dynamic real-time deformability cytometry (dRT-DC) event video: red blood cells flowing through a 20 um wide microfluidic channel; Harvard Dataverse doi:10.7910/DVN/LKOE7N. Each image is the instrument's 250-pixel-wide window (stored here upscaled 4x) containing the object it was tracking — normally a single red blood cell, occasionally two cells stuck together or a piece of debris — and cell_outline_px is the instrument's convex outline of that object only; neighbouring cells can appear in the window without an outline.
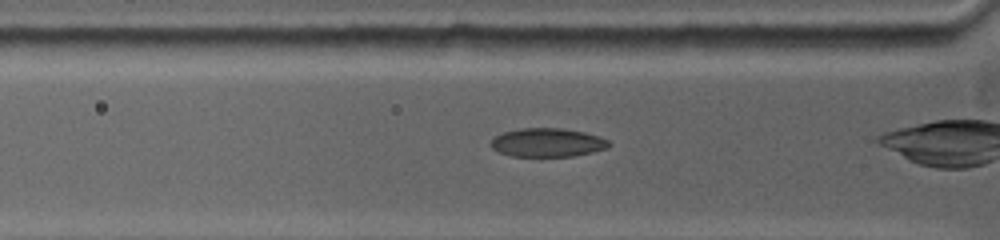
{"species": "common noctule bat (a hibernating species)", "species_latin": "Nyctalus noctula", "temperature_condition": "warm", "stored_images_in_passage": 30, "camera_frame_rate_fps": 5000, "um_per_image_px": 0.085, "animal": {"sex": "female", "body_mass_g": 19.0, "forearm_length_mm": 53.3}, "frame": {"image": 1, "passage_image": 3, "time_ms": 1.2, "image_size_px": [1000, 240], "cell_outline_px": [[612, 144], [608, 148], [592, 152], [572, 156], [512, 156], [500, 152], [492, 148], [488, 144], [492, 136], [504, 132], [520, 128], [564, 128], [584, 132], [600, 136], [608, 140]], "centroid_in_image_um": [46.52, 12.1], "position_along_channel_um": 79.3, "area_um2": 19.94}}
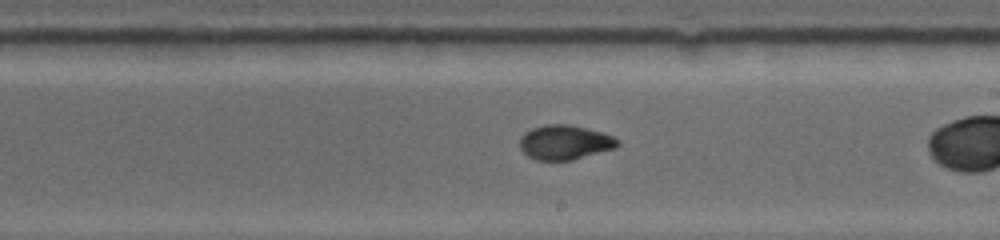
{"frame": {"image": 2, "passage_image": 17, "time_ms": 5.4, "image_size_px": [1000, 240], "cell_outline_px": [[620, 144], [612, 148], [572, 160], [536, 160], [528, 156], [520, 148], [520, 136], [524, 132], [532, 128], [544, 124], [572, 124], [600, 132], [612, 136], [620, 140]], "centroid_in_image_um": [47.96, 12.08], "position_along_channel_um": 241.0, "area_um2": 19.59}}
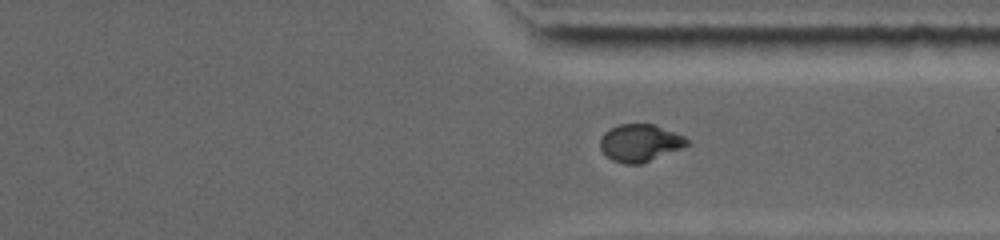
{"frame": {"image": 3, "passage_image": 28, "time_ms": 8.4, "image_size_px": [1000, 240], "cell_outline_px": [[692, 144], [640, 164], [624, 164], [612, 160], [600, 148], [600, 136], [604, 132], [620, 124], [656, 124], [684, 136]], "centroid_in_image_um": [54.41, 12.14], "position_along_channel_um": 357.0, "area_um2": 18.9}}